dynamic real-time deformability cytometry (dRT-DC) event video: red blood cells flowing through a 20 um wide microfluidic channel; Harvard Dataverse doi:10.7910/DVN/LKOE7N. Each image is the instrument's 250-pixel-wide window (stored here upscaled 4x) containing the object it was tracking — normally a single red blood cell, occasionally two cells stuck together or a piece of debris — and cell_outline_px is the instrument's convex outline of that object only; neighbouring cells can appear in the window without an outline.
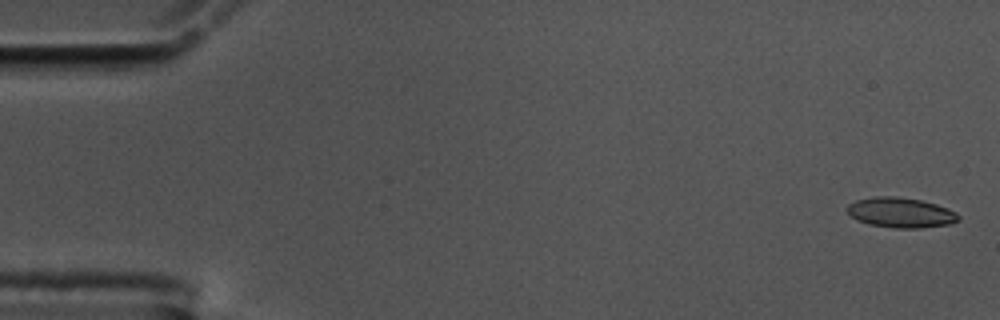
{"species": "common noctule bat (a hibernating species)", "species_latin": "Nyctalus noctula", "temperature_condition": "cold", "stored_images_in_passage": 57, "camera_frame_rate_fps": 3000, "um_per_image_px": 0.085, "animal": {"sex": "male", "body_mass_g": 17.5, "forearm_length_mm": 52.3}, "frame": {"image": 1, "passage_image": 2, "time_ms": 0.333, "image_size_px": [1000, 320], "cell_outline_px": [[960, 220], [948, 224], [920, 228], [896, 228], [868, 224], [856, 220], [848, 212], [848, 204], [856, 200], [876, 196], [896, 196], [920, 200], [936, 204], [948, 208], [956, 212], [960, 216]], "centroid_in_image_um": [76.57, 18.07], "position_along_channel_um": 8.4, "area_um2": 19.48}}
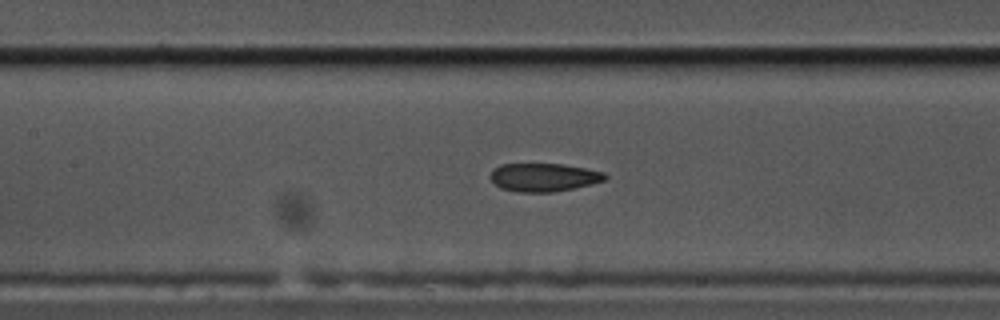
{"frame": {"image": 2, "passage_image": 26, "time_ms": 8.333, "image_size_px": [1000, 320], "cell_outline_px": [[608, 176], [604, 180], [592, 184], [552, 192], [520, 192], [500, 188], [492, 180], [492, 172], [500, 164], [564, 164], [604, 172]], "centroid_in_image_um": [46.25, 15.07], "position_along_channel_um": 161.2, "area_um2": 18.61}}
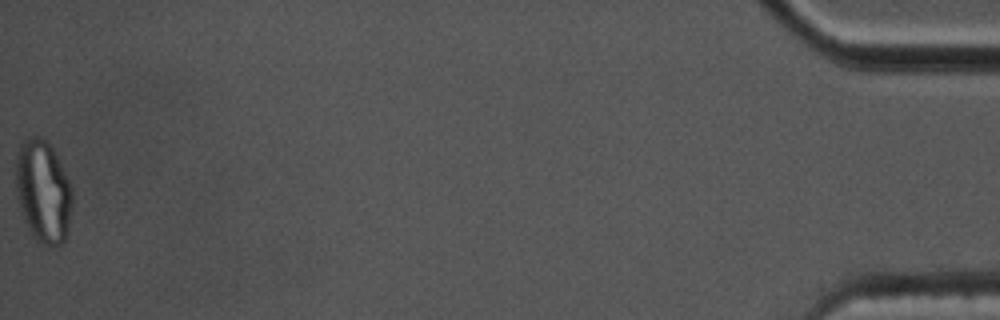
{"frame": {"image": 3, "passage_image": 57, "time_ms": 18.667, "image_size_px": [1000, 320], "cell_outline_px": [[72, 204], [64, 240], [60, 244], [52, 248], [36, 240], [32, 236], [24, 220], [16, 196], [16, 160], [20, 144], [24, 136], [40, 136], [52, 148], [72, 188]], "centroid_in_image_um": [3.63, 16.27], "position_along_channel_um": 431.6, "area_um2": 33.58}, "authors_computed_cell_mechanics": {"area_um2": 19.8254, "velocity_mm_per_s": 3.5811, "shape_relaxation_time_tau1_ms": 5.885, "shape_relaxation_time_tau2_ms": 2.1642, "deformation_change_tau1": 0.1706, "deformation_change_tau2": 0.0916}}